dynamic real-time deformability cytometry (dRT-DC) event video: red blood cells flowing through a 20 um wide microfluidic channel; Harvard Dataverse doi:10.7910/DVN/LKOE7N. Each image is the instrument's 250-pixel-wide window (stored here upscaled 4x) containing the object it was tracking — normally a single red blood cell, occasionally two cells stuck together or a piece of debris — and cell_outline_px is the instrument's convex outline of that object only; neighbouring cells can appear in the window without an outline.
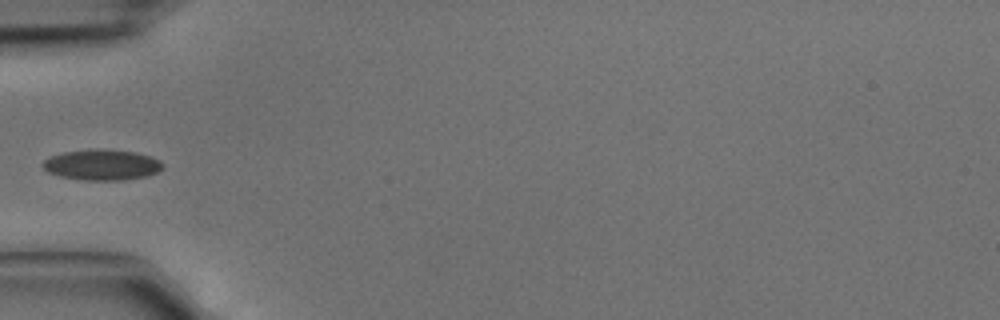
{"species": "common noctule bat (a hibernating species)", "species_latin": "Nyctalus noctula", "temperature_condition": "cold", "stored_images_in_passage": 2, "camera_frame_rate_fps": 3000, "um_per_image_px": 0.085, "animal": {"sex": "male", "body_mass_g": 15.6}, "frame": {"image": 1, "passage_image": 2, "time_ms": 0.333, "image_size_px": [1000, 320], "cell_outline_px": [[164, 168], [148, 176], [124, 180], [84, 180], [60, 176], [48, 172], [40, 164], [44, 160], [52, 156], [64, 152], [88, 148], [104, 148], [136, 152], [160, 160], [164, 164]], "centroid_in_image_um": [8.67, 13.99], "position_along_channel_um": 76.3, "area_um2": 21.73}}